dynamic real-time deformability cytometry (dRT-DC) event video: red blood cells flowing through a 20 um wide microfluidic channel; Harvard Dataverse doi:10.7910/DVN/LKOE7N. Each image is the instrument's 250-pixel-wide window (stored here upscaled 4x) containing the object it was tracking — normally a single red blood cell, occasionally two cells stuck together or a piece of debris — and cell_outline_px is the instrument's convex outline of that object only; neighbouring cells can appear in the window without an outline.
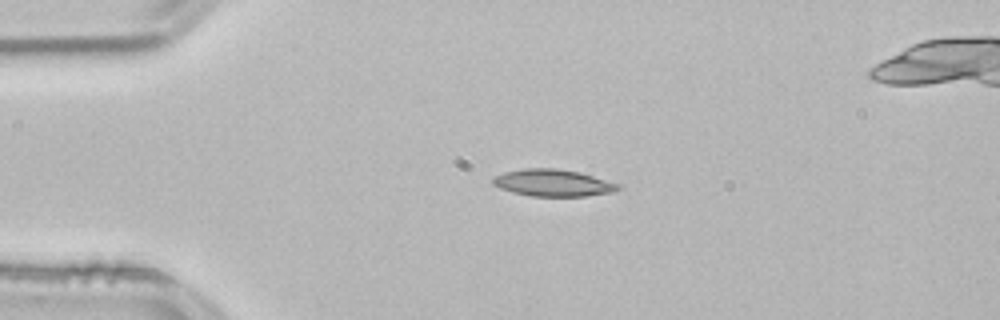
{"species": "common noctule bat (a hibernating species)", "species_latin": "Nyctalus noctula", "temperature_condition": "room temperature", "stored_images_in_passage": 43, "camera_frame_rate_fps": 3000, "um_per_image_px": 0.085, "animal": {"sex": "male", "body_mass_g": 21.5, "forearm_length_mm": 52.0}, "frame": {"image": 1, "passage_image": 1, "time_ms": 0.0, "image_size_px": [1000, 320], "cell_outline_px": [[620, 188], [616, 192], [584, 196], [532, 196], [512, 192], [500, 188], [492, 184], [492, 180], [496, 176], [504, 172], [524, 168], [556, 168], [576, 172], [592, 176], [620, 184]], "centroid_in_image_um": [47.0, 15.55], "position_along_channel_um": 38.0, "area_um2": 19.54}}
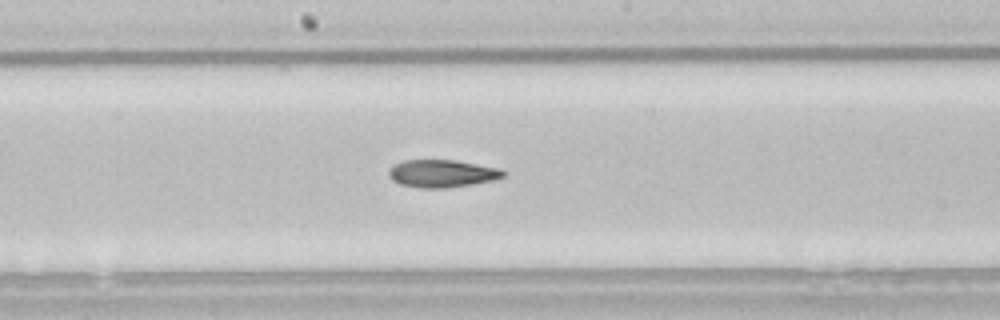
{"frame": {"image": 2, "passage_image": 17, "time_ms": 5.333, "image_size_px": [1000, 320], "cell_outline_px": [[504, 176], [492, 180], [472, 184], [448, 188], [420, 188], [400, 184], [392, 180], [388, 176], [388, 172], [396, 164], [404, 160], [456, 160], [500, 168], [504, 172]], "centroid_in_image_um": [37.57, 14.75], "position_along_channel_um": 210.6, "area_um2": 18.32}}
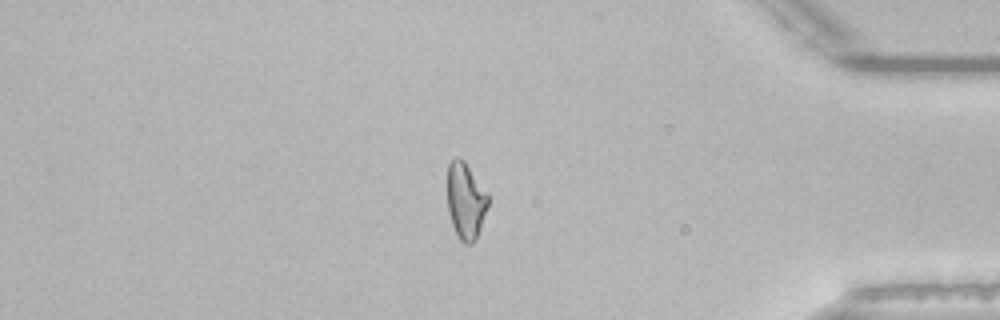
{"frame": {"image": 3, "passage_image": 34, "time_ms": 11.0, "image_size_px": [1000, 320], "cell_outline_px": [[488, 204], [476, 240], [472, 244], [464, 244], [460, 240], [452, 224], [448, 212], [448, 164], [456, 156], [464, 160], [488, 192]], "centroid_in_image_um": [39.59, 17.06], "position_along_channel_um": 395.6, "area_um2": 18.15}, "authors_computed_cell_mechanics": {"area_um2": 18.6694, "velocity_mm_per_s": 3.8291, "shape_relaxation_time_tau1_ms": null, "shape_relaxation_time_tau2_ms": 5.7067, "deformation_change_tau1": null, "deformation_change_tau2": 0.1452}}